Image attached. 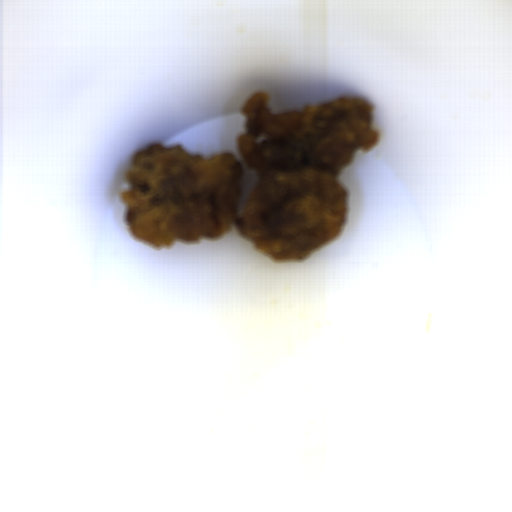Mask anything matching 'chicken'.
<instances>
[{
	"label": "chicken",
	"mask_w": 512,
	"mask_h": 512,
	"mask_svg": "<svg viewBox=\"0 0 512 512\" xmlns=\"http://www.w3.org/2000/svg\"><path fill=\"white\" fill-rule=\"evenodd\" d=\"M268 94L243 107L248 121L231 153L201 157L150 144L124 172L122 199L134 238L153 249L222 239L234 226L276 261H304L338 240L347 215L338 173L379 141L373 106L341 97L274 114ZM257 182L237 212L246 172Z\"/></svg>",
	"instance_id": "obj_1"
}]
</instances>
